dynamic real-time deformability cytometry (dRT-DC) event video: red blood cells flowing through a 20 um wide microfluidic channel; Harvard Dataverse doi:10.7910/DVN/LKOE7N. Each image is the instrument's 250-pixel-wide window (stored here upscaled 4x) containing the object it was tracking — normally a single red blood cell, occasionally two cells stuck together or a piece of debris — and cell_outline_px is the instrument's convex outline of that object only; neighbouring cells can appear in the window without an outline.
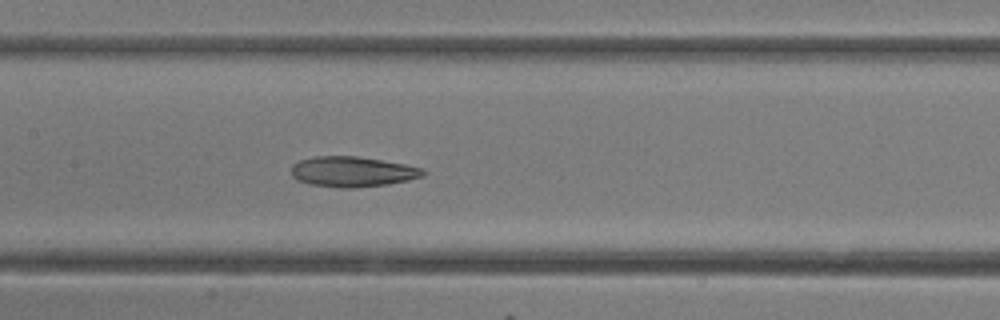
{"species": "common noctule bat (a hibernating species)", "species_latin": "Nyctalus noctula", "temperature_condition": "room temperature", "stored_images_in_passage": 17, "camera_frame_rate_fps": 3000, "um_per_image_px": 0.085, "animal": {"sex": "female"}, "frame": {"image": 1, "passage_image": 15, "time_ms": 4.667, "image_size_px": [1000, 320], "cell_outline_px": [[428, 172], [424, 176], [408, 180], [388, 184], [352, 188], [340, 188], [308, 184], [296, 180], [292, 176], [292, 164], [300, 160], [316, 156], [356, 156], [404, 164], [424, 168]], "centroid_in_image_um": [29.96, 14.6], "position_along_channel_um": 177.4, "area_um2": 23.41}}
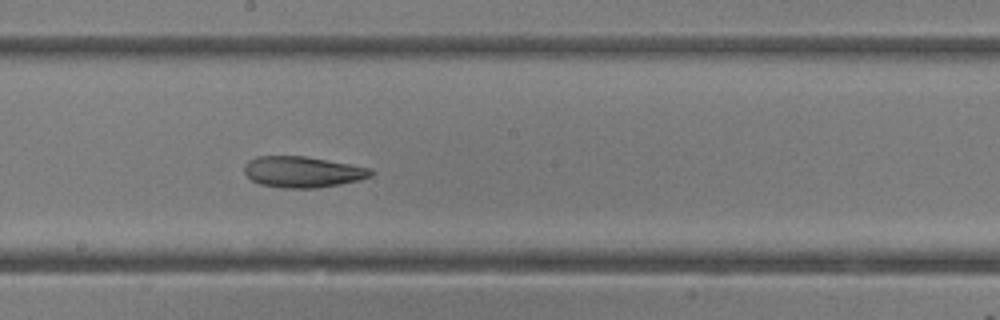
{"frame": {"image": 2, "passage_image": 17, "time_ms": 5.333, "image_size_px": [1000, 320], "cell_outline_px": [[372, 176], [360, 180], [340, 184], [316, 188], [284, 188], [260, 184], [252, 180], [244, 172], [244, 164], [248, 160], [256, 156], [304, 156], [372, 168]], "centroid_in_image_um": [25.71, 14.61], "position_along_channel_um": 222.5, "area_um2": 22.89}}